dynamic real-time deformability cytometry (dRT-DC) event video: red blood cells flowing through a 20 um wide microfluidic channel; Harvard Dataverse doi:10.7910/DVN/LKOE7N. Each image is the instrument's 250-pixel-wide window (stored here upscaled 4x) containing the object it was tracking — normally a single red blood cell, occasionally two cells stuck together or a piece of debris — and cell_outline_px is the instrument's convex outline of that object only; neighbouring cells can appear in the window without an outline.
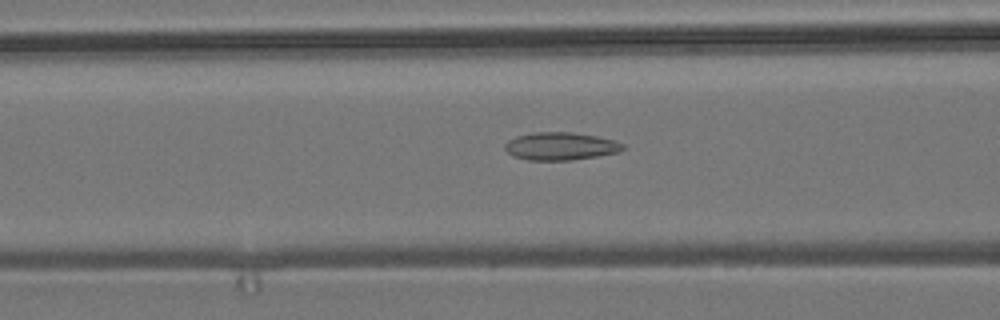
{"species": "common noctule bat (a hibernating species)", "species_latin": "Nyctalus noctula", "temperature_condition": "room temperature", "stored_images_in_passage": 38, "camera_frame_rate_fps": 3000, "um_per_image_px": 0.085, "animal": {"sex": "male", "body_mass_g": 19.2, "forearm_length_mm": 51.8}, "frame": {"image": 1, "passage_image": 5, "time_ms": 1.333, "image_size_px": [1000, 320], "cell_outline_px": [[624, 148], [620, 152], [572, 160], [528, 160], [512, 156], [504, 148], [504, 144], [508, 140], [516, 136], [532, 132], [572, 132], [596, 136], [612, 140], [624, 144]], "centroid_in_image_um": [47.61, 12.42], "position_along_channel_um": 119.0, "area_um2": 19.13}}
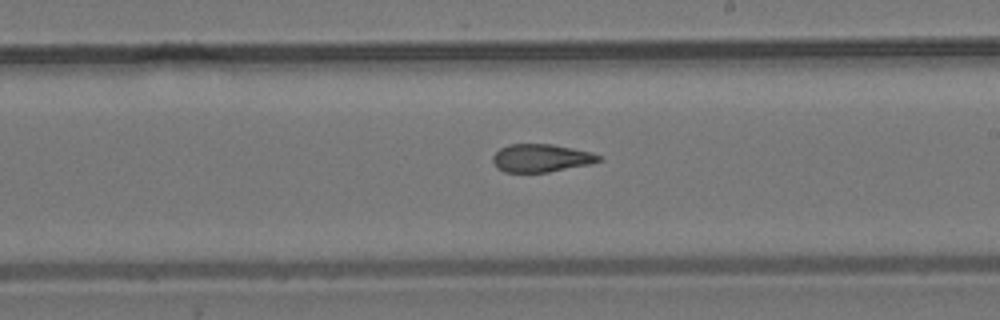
{"frame": {"image": 2, "passage_image": 15, "time_ms": 4.667, "image_size_px": [1000, 320], "cell_outline_px": [[604, 160], [592, 164], [548, 172], [504, 172], [496, 168], [492, 160], [492, 156], [500, 148], [508, 144], [552, 144], [592, 152], [600, 156]], "centroid_in_image_um": [46.0, 13.44], "position_along_channel_um": 243.0, "area_um2": 17.46}}
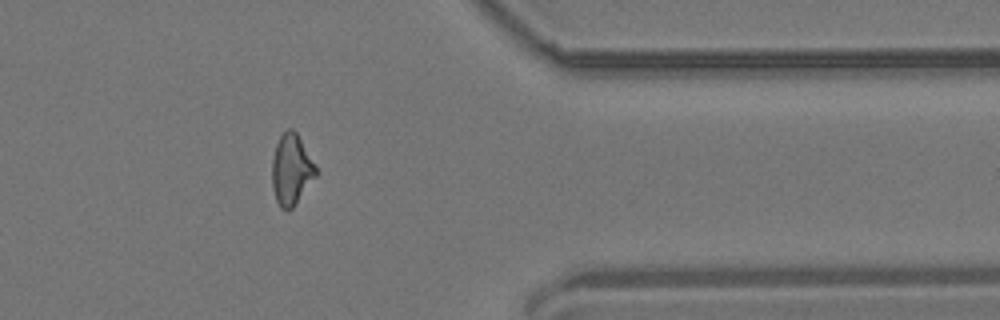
{"frame": {"image": 3, "passage_image": 28, "time_ms": 9.0, "image_size_px": [1000, 320], "cell_outline_px": [[316, 176], [292, 208], [288, 212], [280, 208], [276, 200], [272, 188], [272, 160], [276, 144], [280, 136], [288, 128], [292, 128], [296, 132], [316, 168]], "centroid_in_image_um": [24.73, 14.44], "position_along_channel_um": 386.7, "area_um2": 17.8}, "authors_computed_cell_mechanics": {"area_um2": 17.9469, "velocity_mm_per_s": 3.7137, "shape_relaxation_time_tau1_ms": null, "shape_relaxation_time_tau2_ms": 2.4972, "deformation_change_tau1": null, "deformation_change_tau2": 0.0964}}